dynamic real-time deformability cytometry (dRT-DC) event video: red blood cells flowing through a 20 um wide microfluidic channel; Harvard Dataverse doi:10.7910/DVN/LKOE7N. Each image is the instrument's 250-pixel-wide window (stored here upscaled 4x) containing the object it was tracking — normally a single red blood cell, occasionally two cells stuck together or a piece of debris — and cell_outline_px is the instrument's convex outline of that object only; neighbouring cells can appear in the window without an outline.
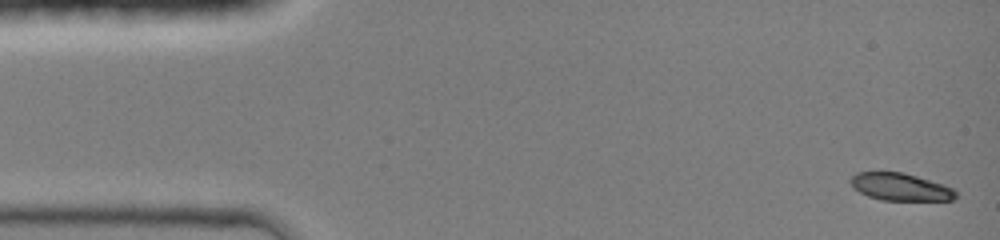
{"species": "common noctule bat (a hibernating species)", "species_latin": "Nyctalus noctula", "temperature_condition": "room temperature", "stored_images_in_passage": 44, "camera_frame_rate_fps": 3000, "um_per_image_px": 0.085, "animal": {"sex": "female", "body_mass_g": 19.0, "forearm_length_mm": 51.5}, "frame": {"image": 1, "passage_image": 1, "time_ms": 0.0, "image_size_px": [1000, 240], "cell_outline_px": [[956, 196], [952, 200], [880, 200], [868, 196], [860, 192], [848, 180], [856, 172], [904, 172], [944, 184], [952, 188], [956, 192]], "centroid_in_image_um": [76.53, 15.88], "position_along_channel_um": 8.5, "area_um2": 16.76}}
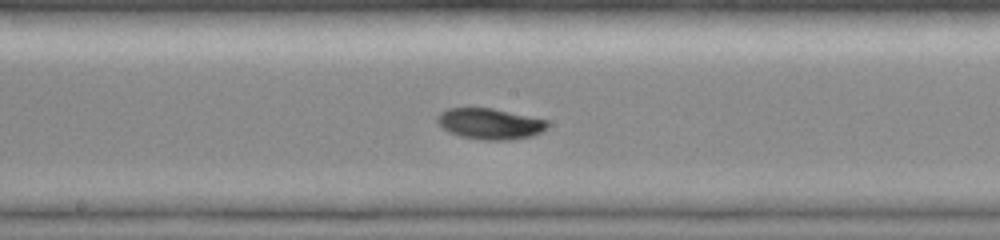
{"frame": {"image": 2, "passage_image": 23, "time_ms": 7.333, "image_size_px": [1000, 240], "cell_outline_px": [[548, 128], [532, 136], [508, 140], [484, 140], [460, 136], [448, 132], [436, 120], [436, 116], [440, 112], [448, 108], [492, 108], [548, 120]], "centroid_in_image_um": [41.64, 10.52], "position_along_channel_um": 206.6, "area_um2": 19.83}}
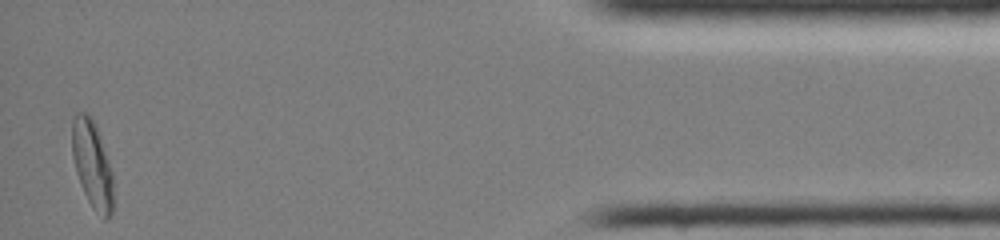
{"frame": {"image": 3, "passage_image": 43, "time_ms": 14.0, "image_size_px": [1000, 240], "cell_outline_px": [[112, 212], [104, 220], [92, 208], [80, 184], [76, 172], [72, 156], [72, 116], [76, 112], [88, 112], [92, 116], [100, 136], [112, 172]], "centroid_in_image_um": [7.81, 13.92], "position_along_channel_um": 427.4, "area_um2": 20.98}, "authors_computed_cell_mechanics": {"area_um2": 19.2763, "velocity_mm_per_s": 4.3009, "shape_relaxation_time_tau1_ms": 2.8437, "shape_relaxation_time_tau2_ms": 5.3667, "deformation_change_tau1": 0.1612, "deformation_change_tau2": 0.0454}}